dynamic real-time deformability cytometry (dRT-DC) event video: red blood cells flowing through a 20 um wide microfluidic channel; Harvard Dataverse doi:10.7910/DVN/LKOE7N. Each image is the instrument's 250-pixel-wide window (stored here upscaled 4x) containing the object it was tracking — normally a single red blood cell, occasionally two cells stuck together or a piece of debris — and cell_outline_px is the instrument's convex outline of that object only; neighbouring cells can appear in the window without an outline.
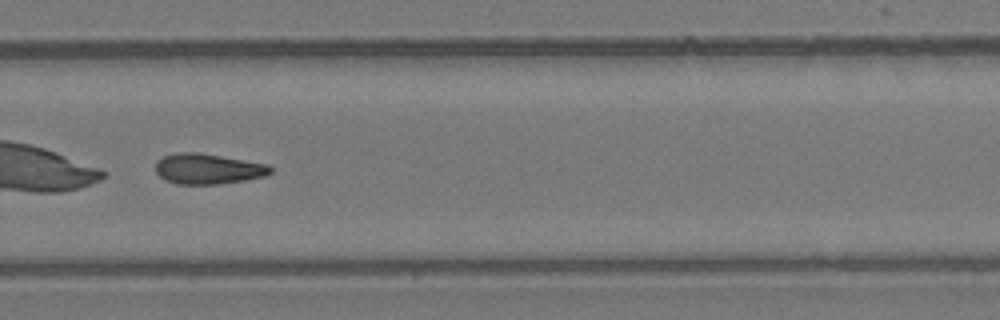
{"species": "common noctule bat (a hibernating species)", "species_latin": "Nyctalus noctula", "temperature_condition": "room temperature", "stored_images_in_passage": 52, "camera_frame_rate_fps": 3000, "um_per_image_px": 0.085, "animal": {"sex": "female", "body_mass_g": 24.6, "forearm_length_mm": 56.2}, "frame": {"image": 1, "passage_image": 37, "time_ms": 12.0, "image_size_px": [1000, 320], "cell_outline_px": [[272, 172], [264, 176], [244, 180], [220, 184], [176, 184], [164, 180], [156, 172], [156, 160], [164, 156], [176, 152], [200, 152], [268, 164], [272, 168]], "centroid_in_image_um": [17.65, 14.34], "position_along_channel_um": 312.1, "area_um2": 20.52}}